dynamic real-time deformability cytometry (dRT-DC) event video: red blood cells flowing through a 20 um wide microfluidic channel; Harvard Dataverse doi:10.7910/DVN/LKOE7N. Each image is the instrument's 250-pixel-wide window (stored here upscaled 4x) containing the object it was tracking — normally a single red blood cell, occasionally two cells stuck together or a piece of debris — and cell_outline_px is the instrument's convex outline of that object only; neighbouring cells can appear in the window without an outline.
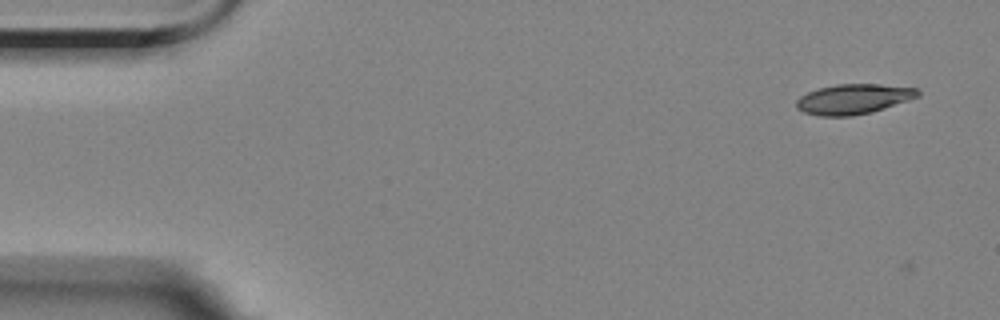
{"species": "Egyptian fruit bat (a non-hibernating species)", "species_latin": "Rousettus aegyptiacus", "temperature_condition": "room temperature", "stored_images_in_passage": 5, "camera_frame_rate_fps": 3000, "um_per_image_px": 0.085, "animal": {"sex": "female"}, "frame": {"image": 1, "passage_image": 1, "time_ms": 0.0, "image_size_px": [1000, 320], "cell_outline_px": [[920, 96], [872, 112], [852, 116], [820, 116], [804, 112], [796, 108], [796, 100], [800, 96], [808, 92], [820, 88], [836, 84], [880, 84], [920, 88]], "centroid_in_image_um": [72.56, 8.41], "position_along_channel_um": 12.4, "area_um2": 21.33}}
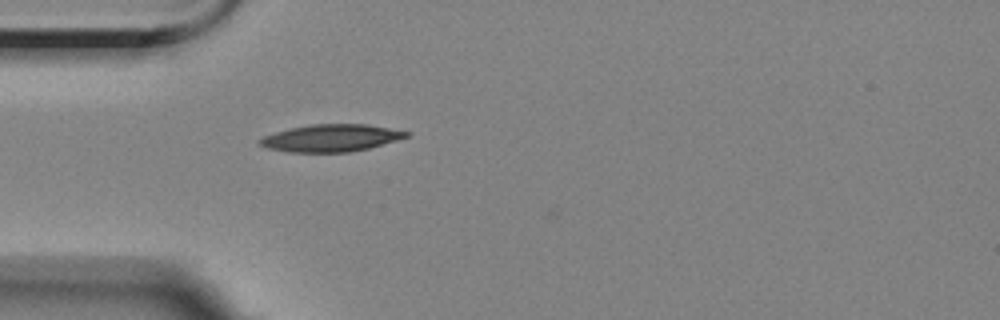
{"frame": {"image": 2, "passage_image": 5, "time_ms": 4.333, "image_size_px": [1000, 320], "cell_outline_px": [[412, 132], [408, 136], [396, 140], [368, 148], [348, 152], [288, 152], [268, 148], [260, 144], [260, 140], [264, 136], [276, 132], [292, 128], [312, 124], [368, 124]], "centroid_in_image_um": [28.17, 11.72], "position_along_channel_um": 56.8, "area_um2": 22.95}}